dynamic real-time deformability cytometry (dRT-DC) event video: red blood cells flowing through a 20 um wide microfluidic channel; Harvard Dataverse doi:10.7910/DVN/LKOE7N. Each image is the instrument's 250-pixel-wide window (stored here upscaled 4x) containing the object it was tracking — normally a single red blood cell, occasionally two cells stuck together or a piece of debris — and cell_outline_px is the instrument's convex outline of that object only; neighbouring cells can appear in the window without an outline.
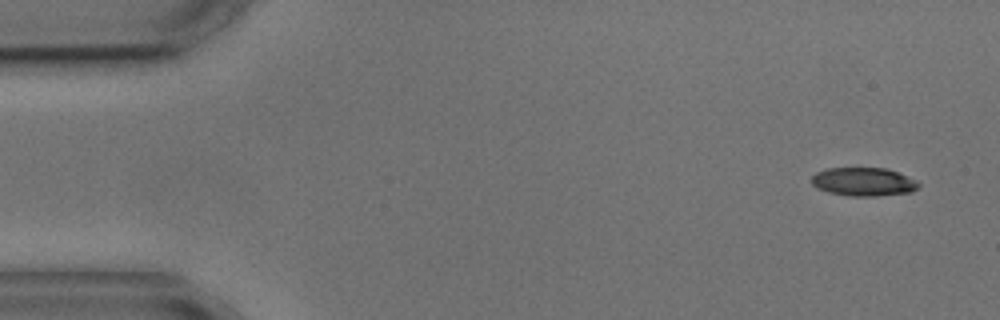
{"species": "common noctule bat (a hibernating species)", "species_latin": "Nyctalus noctula", "temperature_condition": "cold", "stored_images_in_passage": 4, "camera_frame_rate_fps": 3000, "um_per_image_px": 0.085, "animal": {"sex": "male", "body_mass_g": 17.9, "forearm_length_mm": 54.2}, "frame": {"image": 1, "passage_image": 1, "time_ms": 0.0, "image_size_px": [1000, 320], "cell_outline_px": [[920, 184], [912, 192], [876, 196], [848, 196], [828, 192], [816, 188], [812, 184], [812, 176], [816, 172], [828, 168], [888, 168], [916, 180]], "centroid_in_image_um": [73.38, 15.45], "position_along_channel_um": 11.6, "area_um2": 17.8}}
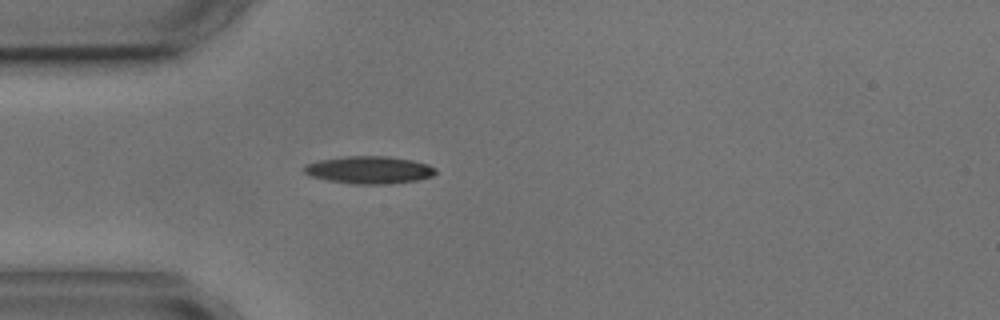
{"frame": {"image": 2, "passage_image": 4, "time_ms": 4.0, "image_size_px": [1000, 320], "cell_outline_px": [[436, 172], [432, 176], [416, 180], [384, 184], [352, 184], [328, 180], [308, 176], [304, 172], [304, 164], [316, 160], [344, 156], [388, 156], [412, 160], [428, 164], [436, 168]], "centroid_in_image_um": [31.33, 14.43], "position_along_channel_um": 53.7, "area_um2": 21.21}}